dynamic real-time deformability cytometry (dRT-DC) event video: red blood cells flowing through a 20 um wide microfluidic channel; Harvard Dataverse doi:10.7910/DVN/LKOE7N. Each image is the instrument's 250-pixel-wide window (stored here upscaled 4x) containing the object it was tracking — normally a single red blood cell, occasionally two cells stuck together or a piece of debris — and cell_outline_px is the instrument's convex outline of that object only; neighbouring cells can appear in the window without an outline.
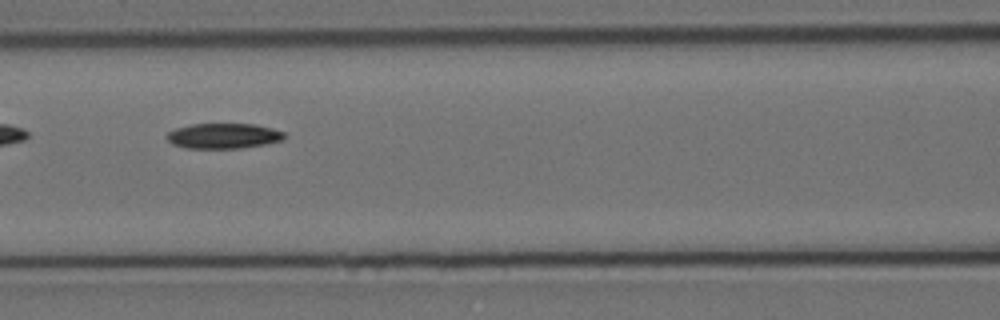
{"species": "Egyptian fruit bat (a non-hibernating species)", "species_latin": "Rousettus aegyptiacus", "temperature_condition": "cold", "stored_images_in_passage": 15, "camera_frame_rate_fps": 3000, "um_per_image_px": 0.085, "animal": {"sex": "female"}, "frame": {"image": 1, "passage_image": 6, "time_ms": 1.667, "image_size_px": [1000, 320], "cell_outline_px": [[284, 140], [264, 144], [240, 148], [188, 148], [172, 144], [164, 136], [168, 132], [176, 128], [192, 124], [256, 124], [272, 128], [284, 132]], "centroid_in_image_um": [18.98, 11.55], "position_along_channel_um": 147.6, "area_um2": 17.28}}
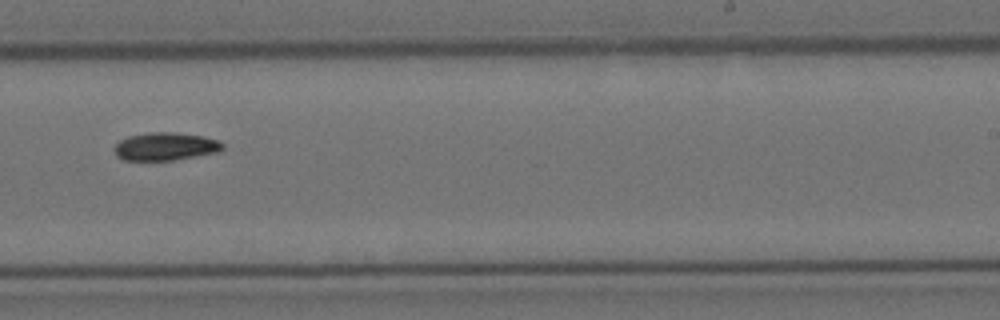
{"frame": {"image": 2, "passage_image": 9, "time_ms": 2.667, "image_size_px": [1000, 320], "cell_outline_px": [[224, 148], [220, 152], [176, 160], [124, 160], [116, 156], [116, 144], [120, 140], [128, 136], [148, 132], [172, 132], [200, 136], [220, 140], [224, 144]], "centroid_in_image_um": [14.11, 12.45], "position_along_channel_um": 274.9, "area_um2": 17.69}}
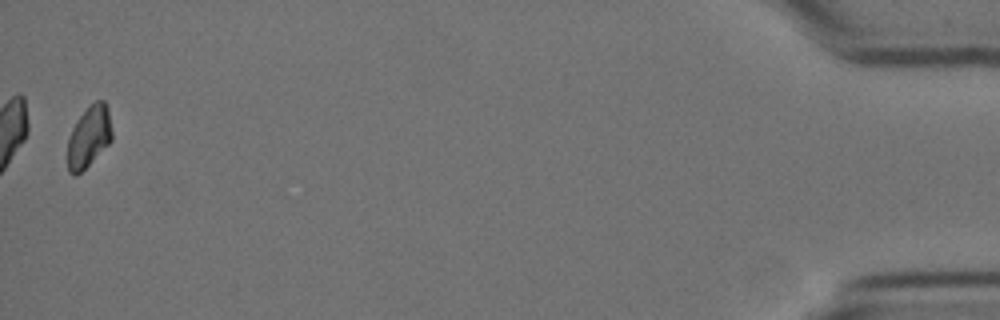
{"frame": {"image": 3, "passage_image": 15, "time_ms": 4.667, "image_size_px": [1000, 320], "cell_outline_px": [[112, 140], [76, 176], [72, 176], [68, 172], [68, 140], [72, 128], [80, 116], [96, 100], [104, 100], [108, 108], [112, 132]], "centroid_in_image_um": [7.56, 11.62], "position_along_channel_um": 427.6, "area_um2": 15.55}}